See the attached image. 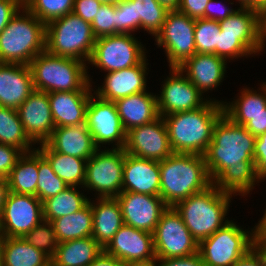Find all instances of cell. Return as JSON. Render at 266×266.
<instances>
[{
    "label": "cell",
    "mask_w": 266,
    "mask_h": 266,
    "mask_svg": "<svg viewBox=\"0 0 266 266\" xmlns=\"http://www.w3.org/2000/svg\"><path fill=\"white\" fill-rule=\"evenodd\" d=\"M23 6V0H0V33Z\"/></svg>",
    "instance_id": "681fc988"
},
{
    "label": "cell",
    "mask_w": 266,
    "mask_h": 266,
    "mask_svg": "<svg viewBox=\"0 0 266 266\" xmlns=\"http://www.w3.org/2000/svg\"><path fill=\"white\" fill-rule=\"evenodd\" d=\"M124 151L132 156L162 161L173 152L162 116L126 132Z\"/></svg>",
    "instance_id": "9a60e30c"
},
{
    "label": "cell",
    "mask_w": 266,
    "mask_h": 266,
    "mask_svg": "<svg viewBox=\"0 0 266 266\" xmlns=\"http://www.w3.org/2000/svg\"><path fill=\"white\" fill-rule=\"evenodd\" d=\"M4 266H51V259L19 237H0Z\"/></svg>",
    "instance_id": "4dcf8cb0"
},
{
    "label": "cell",
    "mask_w": 266,
    "mask_h": 266,
    "mask_svg": "<svg viewBox=\"0 0 266 266\" xmlns=\"http://www.w3.org/2000/svg\"><path fill=\"white\" fill-rule=\"evenodd\" d=\"M0 266H4L3 251L0 243Z\"/></svg>",
    "instance_id": "a7ac6f4b"
},
{
    "label": "cell",
    "mask_w": 266,
    "mask_h": 266,
    "mask_svg": "<svg viewBox=\"0 0 266 266\" xmlns=\"http://www.w3.org/2000/svg\"><path fill=\"white\" fill-rule=\"evenodd\" d=\"M23 152L11 145L0 144V177L7 178Z\"/></svg>",
    "instance_id": "bcb514c9"
},
{
    "label": "cell",
    "mask_w": 266,
    "mask_h": 266,
    "mask_svg": "<svg viewBox=\"0 0 266 266\" xmlns=\"http://www.w3.org/2000/svg\"><path fill=\"white\" fill-rule=\"evenodd\" d=\"M102 2L103 4H112V5H117L121 0H98Z\"/></svg>",
    "instance_id": "003e7915"
},
{
    "label": "cell",
    "mask_w": 266,
    "mask_h": 266,
    "mask_svg": "<svg viewBox=\"0 0 266 266\" xmlns=\"http://www.w3.org/2000/svg\"><path fill=\"white\" fill-rule=\"evenodd\" d=\"M104 248L91 236L60 242L51 266H88Z\"/></svg>",
    "instance_id": "f1b7e54d"
},
{
    "label": "cell",
    "mask_w": 266,
    "mask_h": 266,
    "mask_svg": "<svg viewBox=\"0 0 266 266\" xmlns=\"http://www.w3.org/2000/svg\"><path fill=\"white\" fill-rule=\"evenodd\" d=\"M171 77H167L157 95L160 116L176 112L190 111L202 107L206 102L202 93L184 76L178 68H170Z\"/></svg>",
    "instance_id": "2e32d148"
},
{
    "label": "cell",
    "mask_w": 266,
    "mask_h": 266,
    "mask_svg": "<svg viewBox=\"0 0 266 266\" xmlns=\"http://www.w3.org/2000/svg\"><path fill=\"white\" fill-rule=\"evenodd\" d=\"M254 228H266V209H265V213L262 217V220L260 219L257 226L255 225Z\"/></svg>",
    "instance_id": "03108f58"
},
{
    "label": "cell",
    "mask_w": 266,
    "mask_h": 266,
    "mask_svg": "<svg viewBox=\"0 0 266 266\" xmlns=\"http://www.w3.org/2000/svg\"><path fill=\"white\" fill-rule=\"evenodd\" d=\"M219 22L204 18L195 19L194 41L196 53L218 56Z\"/></svg>",
    "instance_id": "ab89813d"
},
{
    "label": "cell",
    "mask_w": 266,
    "mask_h": 266,
    "mask_svg": "<svg viewBox=\"0 0 266 266\" xmlns=\"http://www.w3.org/2000/svg\"><path fill=\"white\" fill-rule=\"evenodd\" d=\"M266 5V0H253V10L259 12V10Z\"/></svg>",
    "instance_id": "e7e4bbea"
},
{
    "label": "cell",
    "mask_w": 266,
    "mask_h": 266,
    "mask_svg": "<svg viewBox=\"0 0 266 266\" xmlns=\"http://www.w3.org/2000/svg\"><path fill=\"white\" fill-rule=\"evenodd\" d=\"M251 231L229 220L213 235L202 240L198 252L205 266H232L256 245V229Z\"/></svg>",
    "instance_id": "ba28073f"
},
{
    "label": "cell",
    "mask_w": 266,
    "mask_h": 266,
    "mask_svg": "<svg viewBox=\"0 0 266 266\" xmlns=\"http://www.w3.org/2000/svg\"><path fill=\"white\" fill-rule=\"evenodd\" d=\"M0 144L14 146L23 153L36 149H32L33 142L25 133L16 109L0 106Z\"/></svg>",
    "instance_id": "8d00e7d4"
},
{
    "label": "cell",
    "mask_w": 266,
    "mask_h": 266,
    "mask_svg": "<svg viewBox=\"0 0 266 266\" xmlns=\"http://www.w3.org/2000/svg\"><path fill=\"white\" fill-rule=\"evenodd\" d=\"M75 0H23V5L39 20L50 21L72 13Z\"/></svg>",
    "instance_id": "f35d334b"
},
{
    "label": "cell",
    "mask_w": 266,
    "mask_h": 266,
    "mask_svg": "<svg viewBox=\"0 0 266 266\" xmlns=\"http://www.w3.org/2000/svg\"><path fill=\"white\" fill-rule=\"evenodd\" d=\"M156 258L186 257L198 253L199 243L174 207H168L153 232Z\"/></svg>",
    "instance_id": "7c38bea8"
},
{
    "label": "cell",
    "mask_w": 266,
    "mask_h": 266,
    "mask_svg": "<svg viewBox=\"0 0 266 266\" xmlns=\"http://www.w3.org/2000/svg\"><path fill=\"white\" fill-rule=\"evenodd\" d=\"M232 195L214 184L178 202L174 208L182 217L194 239L200 243L213 235L229 220H225ZM225 220V221H224Z\"/></svg>",
    "instance_id": "277c9868"
},
{
    "label": "cell",
    "mask_w": 266,
    "mask_h": 266,
    "mask_svg": "<svg viewBox=\"0 0 266 266\" xmlns=\"http://www.w3.org/2000/svg\"><path fill=\"white\" fill-rule=\"evenodd\" d=\"M95 41L91 23L74 13L46 24V51L52 55L86 63L92 55Z\"/></svg>",
    "instance_id": "52a82bcc"
},
{
    "label": "cell",
    "mask_w": 266,
    "mask_h": 266,
    "mask_svg": "<svg viewBox=\"0 0 266 266\" xmlns=\"http://www.w3.org/2000/svg\"><path fill=\"white\" fill-rule=\"evenodd\" d=\"M159 4L165 7L168 11L178 10L180 0H157Z\"/></svg>",
    "instance_id": "94428289"
},
{
    "label": "cell",
    "mask_w": 266,
    "mask_h": 266,
    "mask_svg": "<svg viewBox=\"0 0 266 266\" xmlns=\"http://www.w3.org/2000/svg\"><path fill=\"white\" fill-rule=\"evenodd\" d=\"M38 175L37 198L41 202L56 196L68 187L67 184L55 174L51 164L40 151Z\"/></svg>",
    "instance_id": "60d3db41"
},
{
    "label": "cell",
    "mask_w": 266,
    "mask_h": 266,
    "mask_svg": "<svg viewBox=\"0 0 266 266\" xmlns=\"http://www.w3.org/2000/svg\"><path fill=\"white\" fill-rule=\"evenodd\" d=\"M232 266H266V256L263 251L255 245Z\"/></svg>",
    "instance_id": "db71d44e"
},
{
    "label": "cell",
    "mask_w": 266,
    "mask_h": 266,
    "mask_svg": "<svg viewBox=\"0 0 266 266\" xmlns=\"http://www.w3.org/2000/svg\"><path fill=\"white\" fill-rule=\"evenodd\" d=\"M135 30V12L132 0H121L116 5V34H131Z\"/></svg>",
    "instance_id": "f6af8a7d"
},
{
    "label": "cell",
    "mask_w": 266,
    "mask_h": 266,
    "mask_svg": "<svg viewBox=\"0 0 266 266\" xmlns=\"http://www.w3.org/2000/svg\"><path fill=\"white\" fill-rule=\"evenodd\" d=\"M37 149L51 164L55 174L61 178L67 186H79L84 184L86 173V159L62 154L52 150L46 143L40 144Z\"/></svg>",
    "instance_id": "d6a6232c"
},
{
    "label": "cell",
    "mask_w": 266,
    "mask_h": 266,
    "mask_svg": "<svg viewBox=\"0 0 266 266\" xmlns=\"http://www.w3.org/2000/svg\"><path fill=\"white\" fill-rule=\"evenodd\" d=\"M87 64L74 58L55 56L47 51L30 63L34 90L51 92L91 91Z\"/></svg>",
    "instance_id": "8992f818"
},
{
    "label": "cell",
    "mask_w": 266,
    "mask_h": 266,
    "mask_svg": "<svg viewBox=\"0 0 266 266\" xmlns=\"http://www.w3.org/2000/svg\"><path fill=\"white\" fill-rule=\"evenodd\" d=\"M244 127L255 137L265 133L266 114H258L250 117V121Z\"/></svg>",
    "instance_id": "11a10c76"
},
{
    "label": "cell",
    "mask_w": 266,
    "mask_h": 266,
    "mask_svg": "<svg viewBox=\"0 0 266 266\" xmlns=\"http://www.w3.org/2000/svg\"><path fill=\"white\" fill-rule=\"evenodd\" d=\"M240 9H251L253 10V0H238Z\"/></svg>",
    "instance_id": "be15d7a7"
},
{
    "label": "cell",
    "mask_w": 266,
    "mask_h": 266,
    "mask_svg": "<svg viewBox=\"0 0 266 266\" xmlns=\"http://www.w3.org/2000/svg\"><path fill=\"white\" fill-rule=\"evenodd\" d=\"M82 194L76 186H68L56 196L44 200L42 202L44 220L51 222L84 208L89 203V198Z\"/></svg>",
    "instance_id": "e575fe53"
},
{
    "label": "cell",
    "mask_w": 266,
    "mask_h": 266,
    "mask_svg": "<svg viewBox=\"0 0 266 266\" xmlns=\"http://www.w3.org/2000/svg\"><path fill=\"white\" fill-rule=\"evenodd\" d=\"M159 161L132 156L125 152L122 192L160 196Z\"/></svg>",
    "instance_id": "ffe728a7"
},
{
    "label": "cell",
    "mask_w": 266,
    "mask_h": 266,
    "mask_svg": "<svg viewBox=\"0 0 266 266\" xmlns=\"http://www.w3.org/2000/svg\"><path fill=\"white\" fill-rule=\"evenodd\" d=\"M27 242L52 259L59 244L51 222L43 220L23 237Z\"/></svg>",
    "instance_id": "b9f144b4"
},
{
    "label": "cell",
    "mask_w": 266,
    "mask_h": 266,
    "mask_svg": "<svg viewBox=\"0 0 266 266\" xmlns=\"http://www.w3.org/2000/svg\"><path fill=\"white\" fill-rule=\"evenodd\" d=\"M102 4L98 0H75L72 13L92 23Z\"/></svg>",
    "instance_id": "7dc6e473"
},
{
    "label": "cell",
    "mask_w": 266,
    "mask_h": 266,
    "mask_svg": "<svg viewBox=\"0 0 266 266\" xmlns=\"http://www.w3.org/2000/svg\"><path fill=\"white\" fill-rule=\"evenodd\" d=\"M92 94L86 109V125L92 135L95 146L115 142L113 148H124L126 130L120 120L115 103ZM96 97V98H95Z\"/></svg>",
    "instance_id": "5bb4252c"
},
{
    "label": "cell",
    "mask_w": 266,
    "mask_h": 266,
    "mask_svg": "<svg viewBox=\"0 0 266 266\" xmlns=\"http://www.w3.org/2000/svg\"><path fill=\"white\" fill-rule=\"evenodd\" d=\"M91 27L96 39L116 35V5L102 4Z\"/></svg>",
    "instance_id": "7bdbcfd3"
},
{
    "label": "cell",
    "mask_w": 266,
    "mask_h": 266,
    "mask_svg": "<svg viewBox=\"0 0 266 266\" xmlns=\"http://www.w3.org/2000/svg\"><path fill=\"white\" fill-rule=\"evenodd\" d=\"M88 266H125V263L116 257L107 255L104 251Z\"/></svg>",
    "instance_id": "9f6ffc18"
},
{
    "label": "cell",
    "mask_w": 266,
    "mask_h": 266,
    "mask_svg": "<svg viewBox=\"0 0 266 266\" xmlns=\"http://www.w3.org/2000/svg\"><path fill=\"white\" fill-rule=\"evenodd\" d=\"M39 150L23 153L6 178L9 192L37 197Z\"/></svg>",
    "instance_id": "f546056e"
},
{
    "label": "cell",
    "mask_w": 266,
    "mask_h": 266,
    "mask_svg": "<svg viewBox=\"0 0 266 266\" xmlns=\"http://www.w3.org/2000/svg\"><path fill=\"white\" fill-rule=\"evenodd\" d=\"M142 46L132 34L100 37L95 41L88 63L107 73L133 67L147 58Z\"/></svg>",
    "instance_id": "8fae6325"
},
{
    "label": "cell",
    "mask_w": 266,
    "mask_h": 266,
    "mask_svg": "<svg viewBox=\"0 0 266 266\" xmlns=\"http://www.w3.org/2000/svg\"><path fill=\"white\" fill-rule=\"evenodd\" d=\"M258 22L259 38L261 43L265 46L264 42L266 40V5L263 6L258 12Z\"/></svg>",
    "instance_id": "6f0895ef"
},
{
    "label": "cell",
    "mask_w": 266,
    "mask_h": 266,
    "mask_svg": "<svg viewBox=\"0 0 266 266\" xmlns=\"http://www.w3.org/2000/svg\"><path fill=\"white\" fill-rule=\"evenodd\" d=\"M45 143L56 152L86 160L98 149L86 123L56 127Z\"/></svg>",
    "instance_id": "cb8c5ba5"
},
{
    "label": "cell",
    "mask_w": 266,
    "mask_h": 266,
    "mask_svg": "<svg viewBox=\"0 0 266 266\" xmlns=\"http://www.w3.org/2000/svg\"><path fill=\"white\" fill-rule=\"evenodd\" d=\"M91 94V91L48 93L55 128L86 123V109Z\"/></svg>",
    "instance_id": "d4e9b609"
},
{
    "label": "cell",
    "mask_w": 266,
    "mask_h": 266,
    "mask_svg": "<svg viewBox=\"0 0 266 266\" xmlns=\"http://www.w3.org/2000/svg\"><path fill=\"white\" fill-rule=\"evenodd\" d=\"M33 91L29 65L0 63V106L17 109Z\"/></svg>",
    "instance_id": "7402d4cb"
},
{
    "label": "cell",
    "mask_w": 266,
    "mask_h": 266,
    "mask_svg": "<svg viewBox=\"0 0 266 266\" xmlns=\"http://www.w3.org/2000/svg\"><path fill=\"white\" fill-rule=\"evenodd\" d=\"M220 30L225 35L237 36L254 54L264 49L259 38L258 12L238 8L225 20L219 22Z\"/></svg>",
    "instance_id": "83f0119b"
},
{
    "label": "cell",
    "mask_w": 266,
    "mask_h": 266,
    "mask_svg": "<svg viewBox=\"0 0 266 266\" xmlns=\"http://www.w3.org/2000/svg\"><path fill=\"white\" fill-rule=\"evenodd\" d=\"M157 258H153L147 261H137L125 263V266H157Z\"/></svg>",
    "instance_id": "6125c7cd"
},
{
    "label": "cell",
    "mask_w": 266,
    "mask_h": 266,
    "mask_svg": "<svg viewBox=\"0 0 266 266\" xmlns=\"http://www.w3.org/2000/svg\"><path fill=\"white\" fill-rule=\"evenodd\" d=\"M117 113L127 131L153 122L160 117L157 96L151 92H139L114 102Z\"/></svg>",
    "instance_id": "484cf974"
},
{
    "label": "cell",
    "mask_w": 266,
    "mask_h": 266,
    "mask_svg": "<svg viewBox=\"0 0 266 266\" xmlns=\"http://www.w3.org/2000/svg\"><path fill=\"white\" fill-rule=\"evenodd\" d=\"M135 12V29L146 30L156 36L162 29L166 15L169 12L157 0H132Z\"/></svg>",
    "instance_id": "74e56055"
},
{
    "label": "cell",
    "mask_w": 266,
    "mask_h": 266,
    "mask_svg": "<svg viewBox=\"0 0 266 266\" xmlns=\"http://www.w3.org/2000/svg\"><path fill=\"white\" fill-rule=\"evenodd\" d=\"M209 0H180L178 10L191 18H204L205 8Z\"/></svg>",
    "instance_id": "f907efd6"
},
{
    "label": "cell",
    "mask_w": 266,
    "mask_h": 266,
    "mask_svg": "<svg viewBox=\"0 0 266 266\" xmlns=\"http://www.w3.org/2000/svg\"><path fill=\"white\" fill-rule=\"evenodd\" d=\"M253 52L237 36L225 35L220 31L218 39V56L227 59L242 58Z\"/></svg>",
    "instance_id": "ee69618b"
},
{
    "label": "cell",
    "mask_w": 266,
    "mask_h": 266,
    "mask_svg": "<svg viewBox=\"0 0 266 266\" xmlns=\"http://www.w3.org/2000/svg\"><path fill=\"white\" fill-rule=\"evenodd\" d=\"M261 179L256 173L255 166H236L226 168L214 181L213 184L222 192L242 196L252 191L255 182Z\"/></svg>",
    "instance_id": "d590c367"
},
{
    "label": "cell",
    "mask_w": 266,
    "mask_h": 266,
    "mask_svg": "<svg viewBox=\"0 0 266 266\" xmlns=\"http://www.w3.org/2000/svg\"><path fill=\"white\" fill-rule=\"evenodd\" d=\"M104 252L124 263L156 258L153 234L125 224L116 232Z\"/></svg>",
    "instance_id": "d6986e66"
},
{
    "label": "cell",
    "mask_w": 266,
    "mask_h": 266,
    "mask_svg": "<svg viewBox=\"0 0 266 266\" xmlns=\"http://www.w3.org/2000/svg\"><path fill=\"white\" fill-rule=\"evenodd\" d=\"M21 11L19 9L0 33V63L29 65L46 51V24L24 5Z\"/></svg>",
    "instance_id": "5b68a950"
},
{
    "label": "cell",
    "mask_w": 266,
    "mask_h": 266,
    "mask_svg": "<svg viewBox=\"0 0 266 266\" xmlns=\"http://www.w3.org/2000/svg\"><path fill=\"white\" fill-rule=\"evenodd\" d=\"M91 203L93 228L92 237L105 248L116 232L124 225L121 207L116 198H98Z\"/></svg>",
    "instance_id": "4316f807"
},
{
    "label": "cell",
    "mask_w": 266,
    "mask_h": 266,
    "mask_svg": "<svg viewBox=\"0 0 266 266\" xmlns=\"http://www.w3.org/2000/svg\"><path fill=\"white\" fill-rule=\"evenodd\" d=\"M215 7L217 9H215ZM214 9L217 10L218 12L215 11ZM235 11L236 9L234 10L233 8L231 9V7L230 8L228 6L226 7L224 4H222L218 0L217 1L209 0L205 8V19L220 22V21L225 20L228 16H230Z\"/></svg>",
    "instance_id": "816d5d0a"
},
{
    "label": "cell",
    "mask_w": 266,
    "mask_h": 266,
    "mask_svg": "<svg viewBox=\"0 0 266 266\" xmlns=\"http://www.w3.org/2000/svg\"><path fill=\"white\" fill-rule=\"evenodd\" d=\"M256 137L243 125L232 122L224 114L215 124L212 141L204 154L212 182L226 169L255 166Z\"/></svg>",
    "instance_id": "7a4b0ae2"
},
{
    "label": "cell",
    "mask_w": 266,
    "mask_h": 266,
    "mask_svg": "<svg viewBox=\"0 0 266 266\" xmlns=\"http://www.w3.org/2000/svg\"><path fill=\"white\" fill-rule=\"evenodd\" d=\"M58 242L91 237L93 228L92 207L88 203L81 210L51 221Z\"/></svg>",
    "instance_id": "836d02e7"
},
{
    "label": "cell",
    "mask_w": 266,
    "mask_h": 266,
    "mask_svg": "<svg viewBox=\"0 0 266 266\" xmlns=\"http://www.w3.org/2000/svg\"><path fill=\"white\" fill-rule=\"evenodd\" d=\"M43 220V204L36 196L8 192L0 218V237L23 238Z\"/></svg>",
    "instance_id": "4fadbf2b"
},
{
    "label": "cell",
    "mask_w": 266,
    "mask_h": 266,
    "mask_svg": "<svg viewBox=\"0 0 266 266\" xmlns=\"http://www.w3.org/2000/svg\"><path fill=\"white\" fill-rule=\"evenodd\" d=\"M146 58L138 65L108 72L104 79V85L98 87L96 94L98 97L115 102L121 98L132 94L144 92L146 90L147 64Z\"/></svg>",
    "instance_id": "44dd1931"
},
{
    "label": "cell",
    "mask_w": 266,
    "mask_h": 266,
    "mask_svg": "<svg viewBox=\"0 0 266 266\" xmlns=\"http://www.w3.org/2000/svg\"><path fill=\"white\" fill-rule=\"evenodd\" d=\"M256 229V245L263 251L266 256V228Z\"/></svg>",
    "instance_id": "91938a15"
},
{
    "label": "cell",
    "mask_w": 266,
    "mask_h": 266,
    "mask_svg": "<svg viewBox=\"0 0 266 266\" xmlns=\"http://www.w3.org/2000/svg\"><path fill=\"white\" fill-rule=\"evenodd\" d=\"M159 168L160 197L168 207L213 184L202 155L172 153L159 161Z\"/></svg>",
    "instance_id": "3957f363"
},
{
    "label": "cell",
    "mask_w": 266,
    "mask_h": 266,
    "mask_svg": "<svg viewBox=\"0 0 266 266\" xmlns=\"http://www.w3.org/2000/svg\"><path fill=\"white\" fill-rule=\"evenodd\" d=\"M261 85L262 93L246 87L240 92L238 99L229 104L223 103L224 115L232 122L245 126L250 121V117L266 114V82Z\"/></svg>",
    "instance_id": "1f68e13d"
},
{
    "label": "cell",
    "mask_w": 266,
    "mask_h": 266,
    "mask_svg": "<svg viewBox=\"0 0 266 266\" xmlns=\"http://www.w3.org/2000/svg\"><path fill=\"white\" fill-rule=\"evenodd\" d=\"M227 61L215 54H198L187 59L178 69L203 94L218 87L224 79Z\"/></svg>",
    "instance_id": "603a6c76"
},
{
    "label": "cell",
    "mask_w": 266,
    "mask_h": 266,
    "mask_svg": "<svg viewBox=\"0 0 266 266\" xmlns=\"http://www.w3.org/2000/svg\"><path fill=\"white\" fill-rule=\"evenodd\" d=\"M124 160L123 148L97 149L87 160L83 188L98 192V198H116L122 192Z\"/></svg>",
    "instance_id": "9c48e42d"
},
{
    "label": "cell",
    "mask_w": 266,
    "mask_h": 266,
    "mask_svg": "<svg viewBox=\"0 0 266 266\" xmlns=\"http://www.w3.org/2000/svg\"><path fill=\"white\" fill-rule=\"evenodd\" d=\"M223 101L207 102L200 108L163 116L173 153H206L215 124L224 114Z\"/></svg>",
    "instance_id": "6da1fadb"
},
{
    "label": "cell",
    "mask_w": 266,
    "mask_h": 266,
    "mask_svg": "<svg viewBox=\"0 0 266 266\" xmlns=\"http://www.w3.org/2000/svg\"><path fill=\"white\" fill-rule=\"evenodd\" d=\"M16 110L30 140L45 143L55 129L48 93L34 90Z\"/></svg>",
    "instance_id": "ac0fdd59"
},
{
    "label": "cell",
    "mask_w": 266,
    "mask_h": 266,
    "mask_svg": "<svg viewBox=\"0 0 266 266\" xmlns=\"http://www.w3.org/2000/svg\"><path fill=\"white\" fill-rule=\"evenodd\" d=\"M195 19L179 10L169 11L161 31L155 36L156 45L163 47L170 68H178L196 54Z\"/></svg>",
    "instance_id": "30bf717a"
},
{
    "label": "cell",
    "mask_w": 266,
    "mask_h": 266,
    "mask_svg": "<svg viewBox=\"0 0 266 266\" xmlns=\"http://www.w3.org/2000/svg\"><path fill=\"white\" fill-rule=\"evenodd\" d=\"M254 164L258 177L266 178V132L256 137Z\"/></svg>",
    "instance_id": "c3c4849f"
},
{
    "label": "cell",
    "mask_w": 266,
    "mask_h": 266,
    "mask_svg": "<svg viewBox=\"0 0 266 266\" xmlns=\"http://www.w3.org/2000/svg\"><path fill=\"white\" fill-rule=\"evenodd\" d=\"M116 199L120 204L125 225L152 234L161 215L168 208L157 195L121 192Z\"/></svg>",
    "instance_id": "e0dca14e"
},
{
    "label": "cell",
    "mask_w": 266,
    "mask_h": 266,
    "mask_svg": "<svg viewBox=\"0 0 266 266\" xmlns=\"http://www.w3.org/2000/svg\"><path fill=\"white\" fill-rule=\"evenodd\" d=\"M9 192V188L7 185V180L5 178L0 177V218L2 216L6 196Z\"/></svg>",
    "instance_id": "680465c9"
},
{
    "label": "cell",
    "mask_w": 266,
    "mask_h": 266,
    "mask_svg": "<svg viewBox=\"0 0 266 266\" xmlns=\"http://www.w3.org/2000/svg\"><path fill=\"white\" fill-rule=\"evenodd\" d=\"M157 266H205L198 253L186 257L157 258Z\"/></svg>",
    "instance_id": "f5cc1de1"
}]
</instances>
